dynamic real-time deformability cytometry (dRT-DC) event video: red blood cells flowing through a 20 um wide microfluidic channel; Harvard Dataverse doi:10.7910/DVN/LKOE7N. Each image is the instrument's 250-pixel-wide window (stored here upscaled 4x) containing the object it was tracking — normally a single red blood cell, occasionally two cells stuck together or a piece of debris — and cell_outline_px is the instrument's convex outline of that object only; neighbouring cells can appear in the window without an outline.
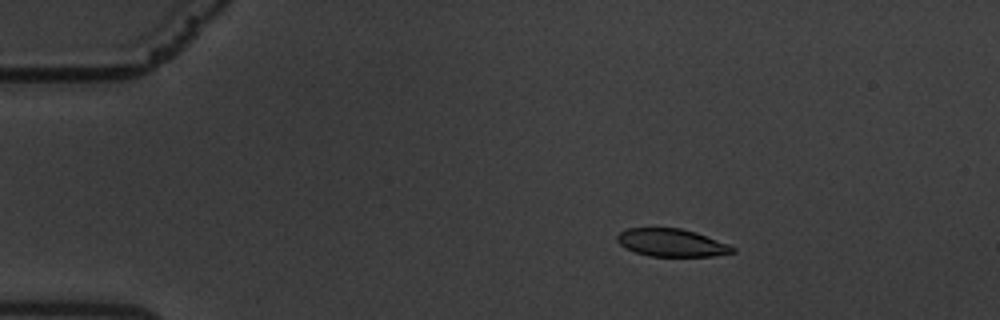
{"species": "common noctule bat (a hibernating species)", "species_latin": "Nyctalus noctula", "temperature_condition": "warm", "stored_images_in_passage": 61, "camera_frame_rate_fps": 3000, "um_per_image_px": 0.085, "animal": {"sex": "male", "body_mass_g": 19.5, "forearm_length_mm": 54.6}, "frame": {"image": 1, "passage_image": 11, "time_ms": 3.333, "image_size_px": [1000, 320], "cell_outline_px": [[736, 252], [712, 256], [648, 256], [624, 248], [616, 240], [616, 236], [620, 232], [628, 228], [680, 228], [696, 232], [728, 244], [736, 248]], "centroid_in_image_um": [57.08, 20.63], "position_along_channel_um": 27.9, "area_um2": 18.67}}
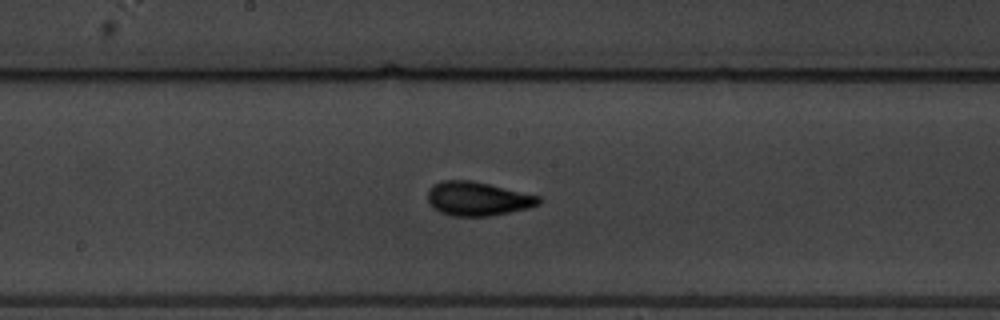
{"frame": {"image": 2, "passage_image": 33, "time_ms": 10.667, "image_size_px": [1000, 320], "cell_outline_px": [[544, 200], [540, 204], [528, 208], [488, 216], [452, 216], [440, 212], [428, 200], [428, 188], [444, 180], [472, 180], [540, 196]], "centroid_in_image_um": [40.64, 16.89], "position_along_channel_um": 207.6, "area_um2": 21.79}}
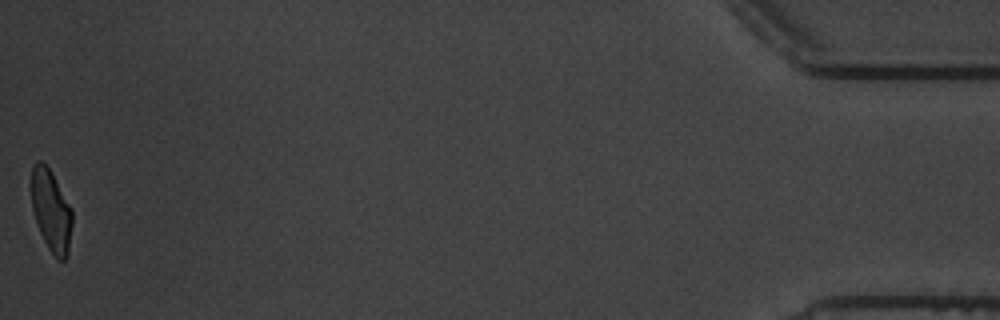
{"frame": {"image": 3, "passage_image": 61, "time_ms": 20.0, "image_size_px": [1000, 320], "cell_outline_px": [[72, 224], [68, 252], [64, 260], [56, 260], [48, 248], [40, 232], [32, 208], [28, 184], [32, 164], [36, 160], [40, 160], [52, 172], [72, 208]], "centroid_in_image_um": [4.3, 17.83], "position_along_channel_um": 430.9, "area_um2": 20.06}, "authors_computed_cell_mechanics": {"area_um2": 20.6924, "velocity_mm_per_s": 3.3832, "shape_relaxation_time_tau1_ms": 5.3402, "shape_relaxation_time_tau2_ms": 1.3209, "deformation_change_tau1": 0.1897, "deformation_change_tau2": 0.0707}}